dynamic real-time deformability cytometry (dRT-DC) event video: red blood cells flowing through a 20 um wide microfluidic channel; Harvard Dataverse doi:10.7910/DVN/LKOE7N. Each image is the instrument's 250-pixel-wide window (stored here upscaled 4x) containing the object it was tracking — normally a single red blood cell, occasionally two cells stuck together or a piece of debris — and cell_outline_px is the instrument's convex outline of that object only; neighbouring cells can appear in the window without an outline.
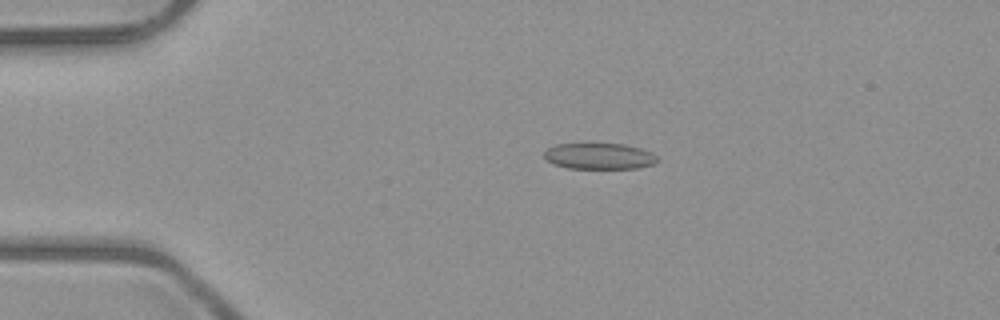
{"species": "common noctule bat (a hibernating species)", "species_latin": "Nyctalus noctula", "temperature_condition": "room temperature", "stored_images_in_passage": 5, "camera_frame_rate_fps": 3000, "um_per_image_px": 0.085, "animal": {"sex": "male", "body_mass_g": 23.1, "forearm_length_mm": 52.7}, "frame": {"image": 1, "passage_image": 4, "time_ms": 3.333, "image_size_px": [1000, 320], "cell_outline_px": [[660, 160], [656, 164], [636, 168], [568, 168], [552, 164], [544, 156], [544, 152], [548, 148], [556, 144], [592, 140], [624, 144], [640, 148], [652, 152]], "centroid_in_image_um": [50.93, 13.21], "position_along_channel_um": 34.1, "area_um2": 18.21}}